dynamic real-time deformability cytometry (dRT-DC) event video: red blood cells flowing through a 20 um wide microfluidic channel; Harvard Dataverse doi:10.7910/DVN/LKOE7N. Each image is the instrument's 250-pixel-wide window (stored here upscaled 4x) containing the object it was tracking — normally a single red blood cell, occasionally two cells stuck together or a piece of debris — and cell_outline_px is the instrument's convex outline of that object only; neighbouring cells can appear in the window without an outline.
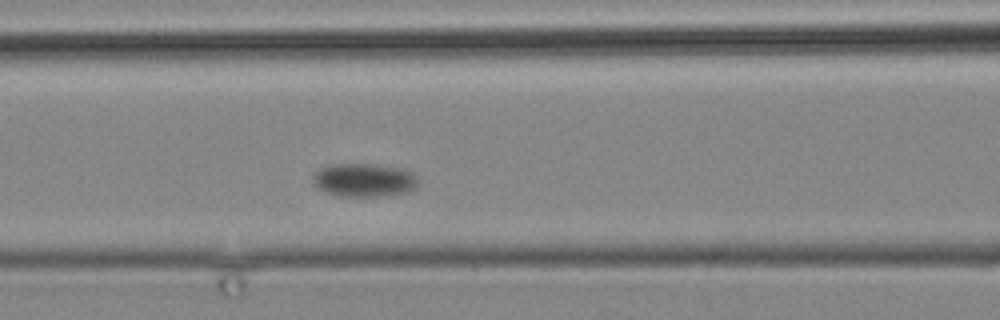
{"species": "common noctule bat (a hibernating species)", "species_latin": "Nyctalus noctula", "temperature_condition": "cold", "stored_images_in_passage": 8, "camera_frame_rate_fps": 3000, "um_per_image_px": 0.085, "animal": {"sex": "male", "body_mass_g": 19.2, "forearm_length_mm": 51.8}, "frame": {"image": 1, "passage_image": 8, "time_ms": 8.0, "image_size_px": [1000, 320], "cell_outline_px": [[416, 188], [408, 192], [388, 196], [340, 196], [324, 192], [316, 188], [312, 184], [312, 176], [320, 168], [332, 164], [368, 164], [400, 168], [412, 172], [416, 176]], "centroid_in_image_um": [30.9, 15.32], "position_along_channel_um": 135.7, "area_um2": 20.63}}